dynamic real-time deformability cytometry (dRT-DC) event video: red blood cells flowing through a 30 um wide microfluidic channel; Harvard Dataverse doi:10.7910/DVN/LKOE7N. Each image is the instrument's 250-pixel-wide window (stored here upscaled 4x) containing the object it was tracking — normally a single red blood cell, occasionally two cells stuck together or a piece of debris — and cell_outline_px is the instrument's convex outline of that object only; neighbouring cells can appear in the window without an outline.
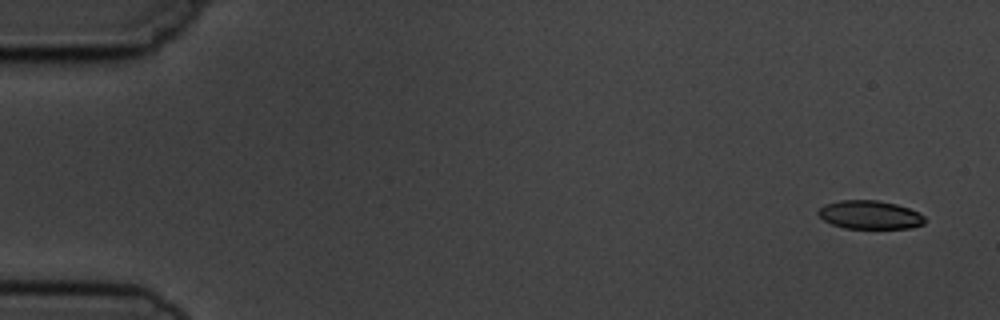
{"species": "common noctule bat (a hibernating species)", "species_latin": "Nyctalus noctula", "temperature_condition": "cold", "stored_images_in_passage": 5, "camera_frame_rate_fps": 3000, "um_per_image_px": 0.085, "animal": {"sex": "male", "body_mass_g": 19.5, "forearm_length_mm": 54.6}, "frame": {"image": 1, "passage_image": 1, "time_ms": 0.0, "image_size_px": [1000, 320], "cell_outline_px": [[924, 224], [912, 228], [844, 228], [832, 224], [824, 220], [816, 212], [824, 204], [840, 200], [876, 200], [896, 204], [908, 208], [924, 216]], "centroid_in_image_um": [73.91, 18.26], "position_along_channel_um": 11.1, "area_um2": 17.57}}
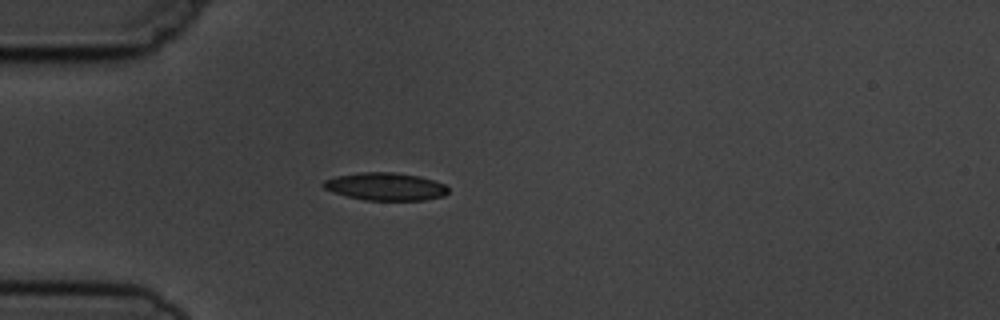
{"frame": {"image": 2, "passage_image": 4, "time_ms": 4.333, "image_size_px": [1000, 320], "cell_outline_px": [[448, 192], [444, 196], [424, 200], [364, 200], [332, 192], [324, 188], [320, 184], [324, 180], [336, 176], [360, 172], [392, 172], [420, 176], [444, 184], [448, 188]], "centroid_in_image_um": [32.74, 15.85], "position_along_channel_um": 52.3, "area_um2": 20.17}}